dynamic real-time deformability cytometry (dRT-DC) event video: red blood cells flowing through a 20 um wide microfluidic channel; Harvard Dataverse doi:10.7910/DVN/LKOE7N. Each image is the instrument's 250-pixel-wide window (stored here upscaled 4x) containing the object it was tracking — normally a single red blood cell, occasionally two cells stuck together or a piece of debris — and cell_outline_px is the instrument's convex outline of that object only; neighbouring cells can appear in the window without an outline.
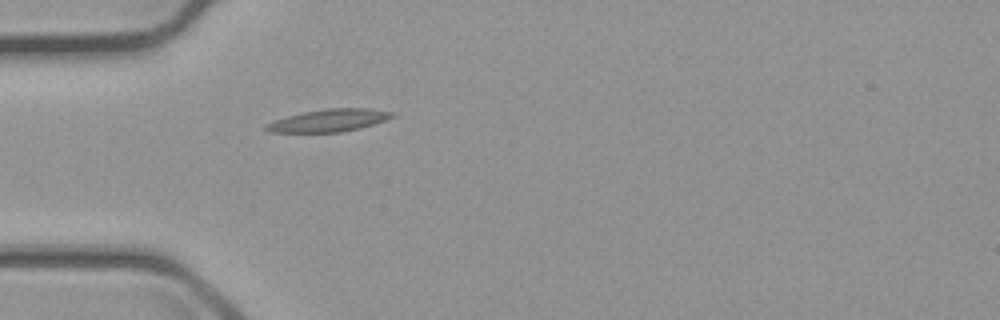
{"species": "common noctule bat (a hibernating species)", "species_latin": "Nyctalus noctula", "temperature_condition": "cold", "stored_images_in_passage": 24, "camera_frame_rate_fps": 3000, "um_per_image_px": 0.085, "animal": {"sex": "male", "body_mass_g": 23.1, "forearm_length_mm": 52.7}, "frame": {"image": 1, "passage_image": 1, "time_ms": 0.0, "image_size_px": [1000, 320], "cell_outline_px": [[396, 116], [360, 128], [340, 132], [268, 132], [264, 128], [264, 124], [300, 112], [328, 108], [368, 108], [392, 112]], "centroid_in_image_um": [27.92, 10.23], "position_along_channel_um": 57.1, "area_um2": 16.42}}
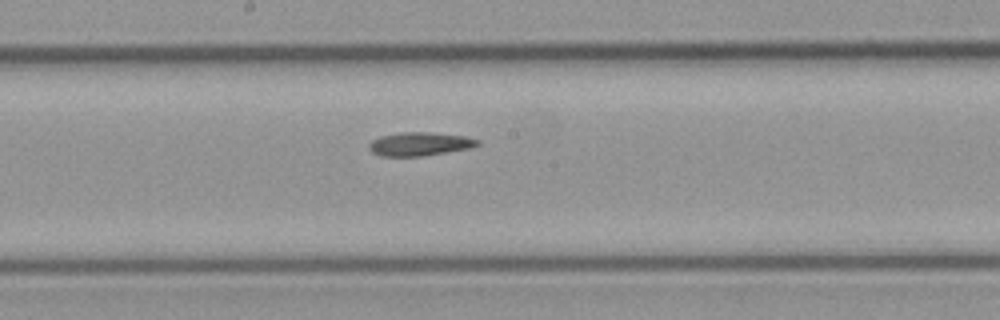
{"frame": {"image": 2, "passage_image": 14, "time_ms": 4.333, "image_size_px": [1000, 320], "cell_outline_px": [[480, 144], [472, 148], [420, 156], [380, 156], [372, 152], [368, 148], [368, 144], [372, 140], [380, 136], [400, 132], [428, 132], [464, 136], [480, 140]], "centroid_in_image_um": [35.66, 12.23], "position_along_channel_um": 212.5, "area_um2": 14.91}}
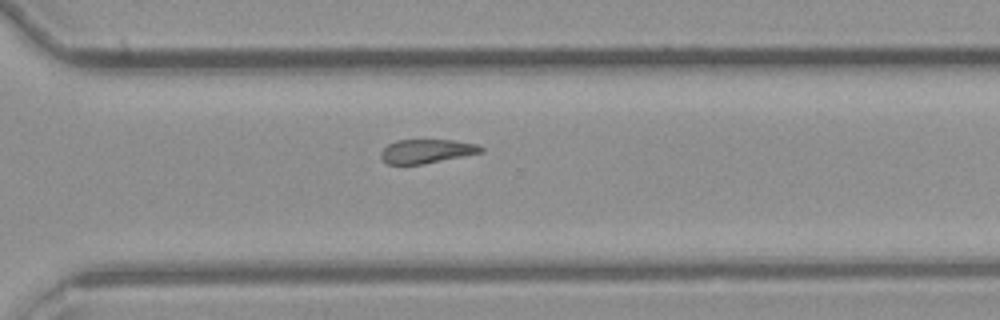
{"frame": {"image": 3, "passage_image": 24, "time_ms": 7.667, "image_size_px": [1000, 320], "cell_outline_px": [[484, 152], [424, 164], [388, 164], [380, 156], [380, 152], [388, 144], [396, 140], [452, 140], [476, 144], [484, 148]], "centroid_in_image_um": [36.27, 12.85], "position_along_channel_um": 334.3, "area_um2": 13.93}}